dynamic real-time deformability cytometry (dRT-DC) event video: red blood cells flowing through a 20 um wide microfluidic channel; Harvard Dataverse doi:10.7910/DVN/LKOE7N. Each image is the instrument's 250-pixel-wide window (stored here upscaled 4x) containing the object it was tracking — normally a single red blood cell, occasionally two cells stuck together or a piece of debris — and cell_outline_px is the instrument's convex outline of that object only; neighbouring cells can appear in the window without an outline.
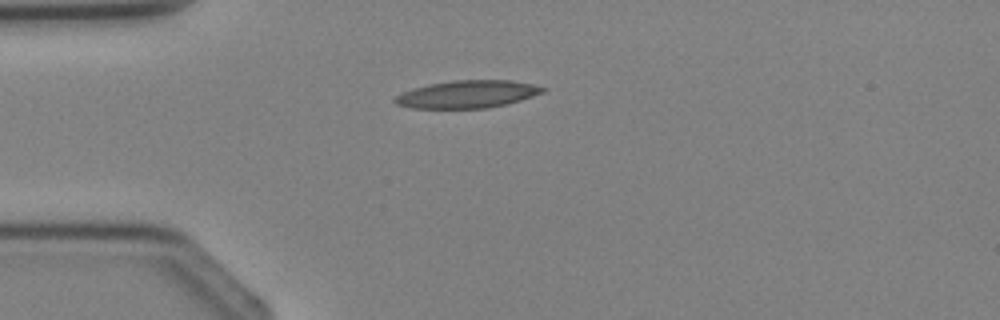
{"species": "Egyptian fruit bat (a non-hibernating species)", "species_latin": "Rousettus aegyptiacus", "temperature_condition": "cold", "stored_images_in_passage": 1, "camera_frame_rate_fps": 3000, "um_per_image_px": 0.085, "animal": {"sex": "female"}, "frame": {"image": 1, "passage_image": 1, "time_ms": 0.0, "image_size_px": [1000, 320], "cell_outline_px": [[544, 92], [508, 104], [484, 108], [412, 108], [396, 104], [392, 100], [396, 96], [404, 92], [416, 88], [432, 84], [456, 80], [512, 80], [532, 84], [544, 88]], "centroid_in_image_um": [39.74, 8.01], "position_along_channel_um": 45.3, "area_um2": 23.35}}